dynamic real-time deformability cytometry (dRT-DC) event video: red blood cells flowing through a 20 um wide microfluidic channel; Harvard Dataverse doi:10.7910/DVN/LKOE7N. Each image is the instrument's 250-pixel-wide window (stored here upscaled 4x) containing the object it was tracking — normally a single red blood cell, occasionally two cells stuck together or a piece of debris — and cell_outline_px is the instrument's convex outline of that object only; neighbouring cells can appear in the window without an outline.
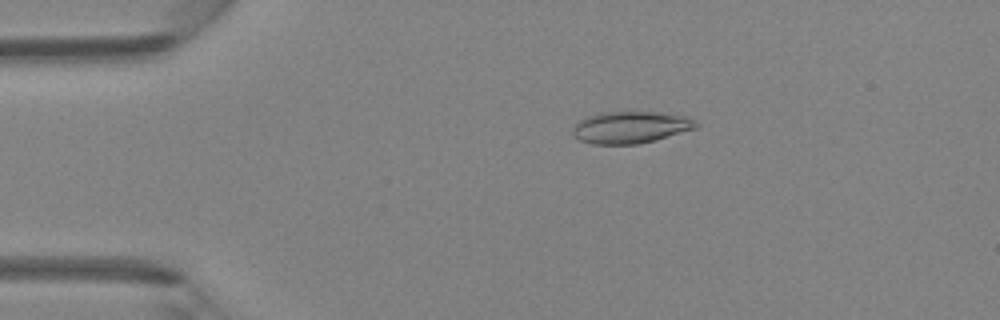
{"species": "Egyptian fruit bat (a non-hibernating species)", "species_latin": "Rousettus aegyptiacus", "temperature_condition": "room temperature", "stored_images_in_passage": 45, "camera_frame_rate_fps": 3000, "um_per_image_px": 0.085, "animal": {"sex": "female"}, "frame": {"image": 1, "passage_image": 9, "time_ms": 2.667, "image_size_px": [1000, 320], "cell_outline_px": [[700, 124], [696, 128], [656, 140], [640, 144], [592, 144], [580, 140], [572, 132], [572, 128], [580, 120], [588, 116], [600, 112], [660, 112], [684, 116], [696, 120]], "centroid_in_image_um": [53.62, 10.82], "position_along_channel_um": 31.4, "area_um2": 22.95}}
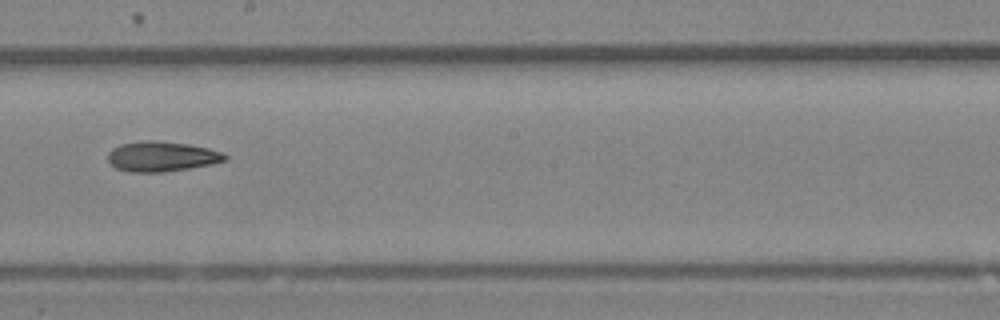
{"frame": {"image": 2, "passage_image": 26, "time_ms": 8.333, "image_size_px": [1000, 320], "cell_outline_px": [[228, 160], [212, 164], [188, 168], [160, 172], [132, 172], [116, 168], [108, 160], [108, 152], [112, 148], [120, 144], [144, 140], [156, 140], [188, 144], [208, 148], [224, 152], [228, 156]], "centroid_in_image_um": [13.76, 13.29], "position_along_channel_um": 234.4, "area_um2": 20.58}}
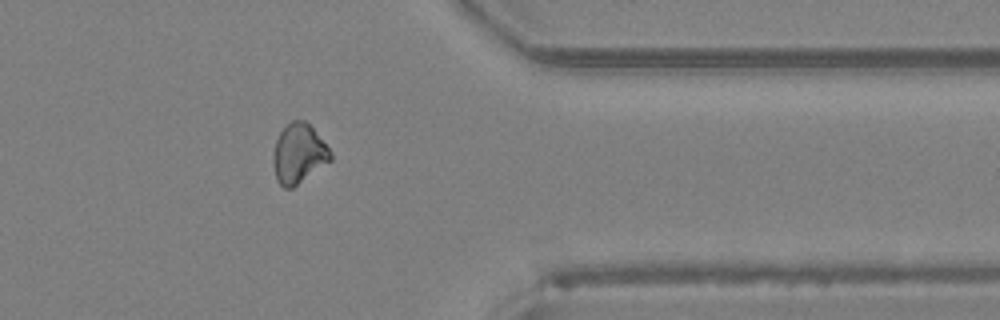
{"frame": {"image": 3, "passage_image": 37, "time_ms": 12.0, "image_size_px": [1000, 320], "cell_outline_px": [[332, 160], [292, 188], [284, 188], [276, 180], [272, 164], [272, 156], [276, 140], [280, 132], [292, 120], [304, 120], [312, 128], [332, 152]], "centroid_in_image_um": [25.37, 13.08], "position_along_channel_um": 386.0, "area_um2": 19.83}}